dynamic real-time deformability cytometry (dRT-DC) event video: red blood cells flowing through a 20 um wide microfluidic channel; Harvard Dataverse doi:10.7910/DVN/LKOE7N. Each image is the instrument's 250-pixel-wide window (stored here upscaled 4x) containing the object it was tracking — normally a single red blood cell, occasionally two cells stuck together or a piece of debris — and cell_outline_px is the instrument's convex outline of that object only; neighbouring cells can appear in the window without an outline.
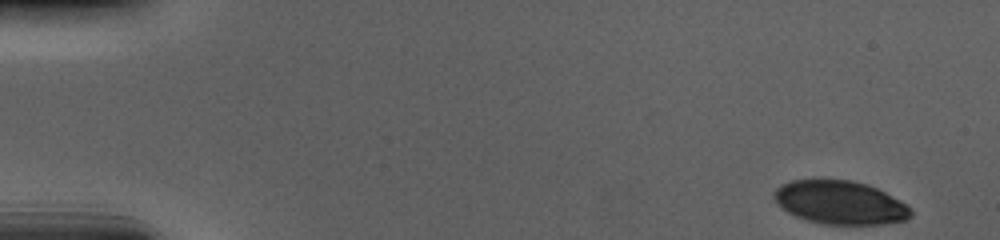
{"species": "human", "species_latin": "Homo sapiens", "temperature_condition": "cold", "stored_images_in_passage": 54, "camera_frame_rate_fps": 3000, "um_per_image_px": 0.085, "donor": {"sex": "male"}, "frame": {"image": 1, "passage_image": 1, "time_ms": 0.0, "image_size_px": [1000, 240], "cell_outline_px": [[912, 216], [904, 220], [880, 224], [824, 224], [808, 220], [796, 216], [780, 208], [776, 204], [772, 196], [772, 192], [780, 184], [792, 180], [852, 180], [868, 184], [900, 200], [912, 212]], "centroid_in_image_um": [71.34, 17.21], "position_along_channel_um": 13.7, "area_um2": 34.56}}
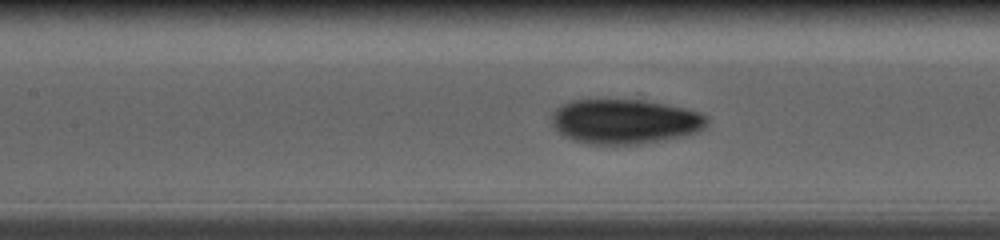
{"frame": {"image": 2, "passage_image": 24, "time_ms": 7.667, "image_size_px": [1000, 240], "cell_outline_px": [[708, 124], [704, 128], [696, 132], [684, 136], [640, 144], [588, 144], [572, 140], [564, 136], [548, 120], [552, 112], [560, 104], [572, 100], [636, 100], [664, 104], [684, 108], [700, 112], [708, 116]], "centroid_in_image_um": [53.08, 10.33], "position_along_channel_um": 154.3, "area_um2": 40.63}}
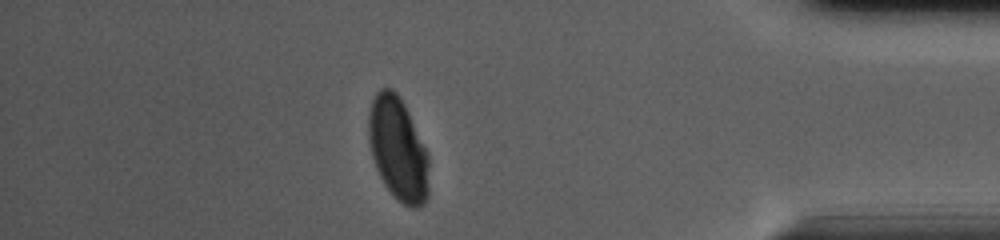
{"frame": {"image": 3, "passage_image": 47, "time_ms": 15.333, "image_size_px": [1000, 240], "cell_outline_px": [[428, 196], [424, 204], [420, 208], [412, 208], [404, 204], [384, 184], [376, 168], [372, 156], [368, 140], [368, 116], [372, 100], [376, 92], [380, 88], [392, 88], [400, 96], [428, 152]], "centroid_in_image_um": [33.83, 12.65], "position_along_channel_um": 401.4, "area_um2": 36.3}, "authors_computed_cell_mechanics": {"area_um2": 38.4659, "velocity_mm_per_s": 3.6866, "shape_relaxation_time_tau1_ms": 4.6719, "shape_relaxation_time_tau2_ms": 1.03, "deformation_change_tau1": 0.1462, "deformation_change_tau2": 0.034}}